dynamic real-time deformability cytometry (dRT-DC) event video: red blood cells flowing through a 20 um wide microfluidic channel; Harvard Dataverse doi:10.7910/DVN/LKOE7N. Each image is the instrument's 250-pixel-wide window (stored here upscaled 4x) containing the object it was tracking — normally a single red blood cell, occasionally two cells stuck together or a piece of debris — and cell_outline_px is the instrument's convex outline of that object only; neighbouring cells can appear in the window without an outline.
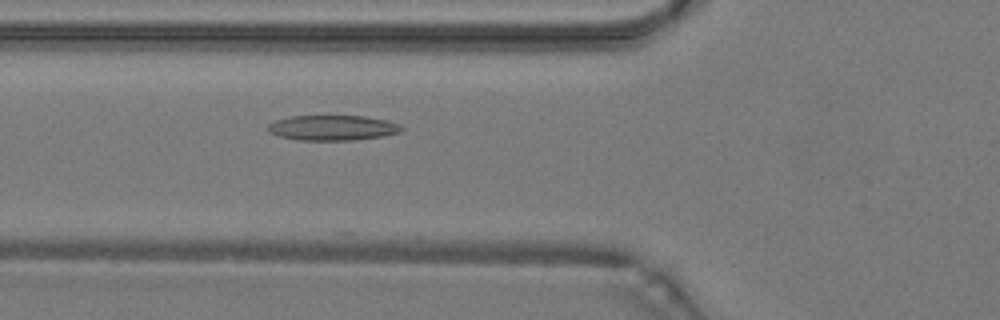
{"species": "common noctule bat (a hibernating species)", "species_latin": "Nyctalus noctula", "temperature_condition": "warm", "stored_images_in_passage": 33, "camera_frame_rate_fps": 3000, "um_per_image_px": 0.085, "animal": {"sex": "male", "body_mass_g": 19.2, "forearm_length_mm": 51.8}, "frame": {"image": 1, "passage_image": 5, "time_ms": 1.333, "image_size_px": [1000, 320], "cell_outline_px": [[404, 128], [400, 132], [384, 136], [352, 140], [296, 140], [280, 136], [268, 132], [268, 124], [276, 120], [292, 116], [368, 116], [388, 120], [400, 124]], "centroid_in_image_um": [28.3, 10.86], "position_along_channel_um": 97.5, "area_um2": 19.71}}
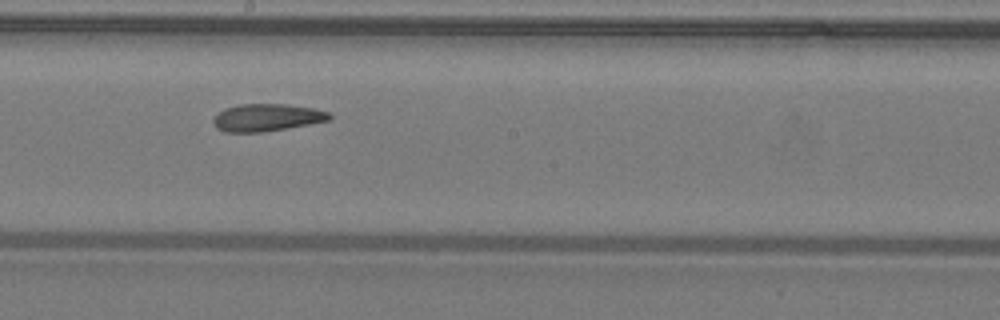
{"frame": {"image": 2, "passage_image": 14, "time_ms": 4.333, "image_size_px": [1000, 320], "cell_outline_px": [[332, 120], [260, 132], [224, 132], [216, 128], [212, 124], [212, 120], [224, 108], [240, 104], [288, 104], [316, 108], [328, 112], [332, 116]], "centroid_in_image_um": [22.68, 9.98], "position_along_channel_um": 225.5, "area_um2": 18.55}}
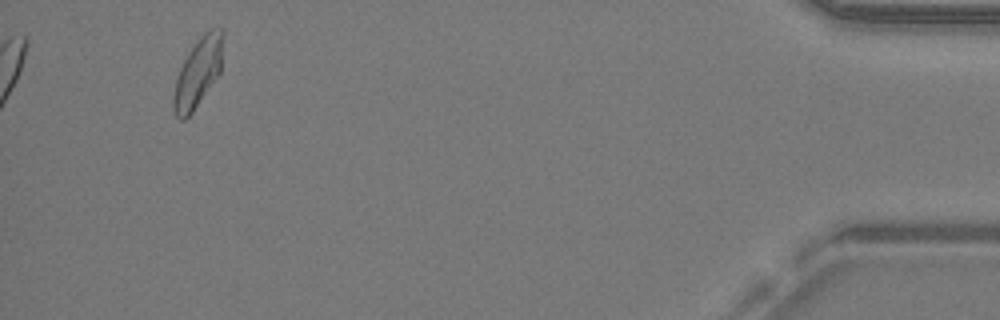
{"frame": {"image": 3, "passage_image": 33, "time_ms": 10.667, "image_size_px": [1000, 320], "cell_outline_px": [[224, 36], [220, 72], [192, 112], [184, 120], [180, 120], [172, 112], [172, 96], [176, 80], [180, 68], [188, 52], [200, 36], [204, 32], [212, 28], [224, 28]], "centroid_in_image_um": [16.82, 6.15], "position_along_channel_um": 418.4, "area_um2": 19.94}, "authors_computed_cell_mechanics": {"area_um2": 18.9006, "velocity_mm_per_s": 4.2441, "shape_relaxation_time_tau1_ms": 10.9101, "shape_relaxation_time_tau2_ms": 4.0268, "deformation_change_tau1": 0.2254, "deformation_change_tau2": 0.1261}}